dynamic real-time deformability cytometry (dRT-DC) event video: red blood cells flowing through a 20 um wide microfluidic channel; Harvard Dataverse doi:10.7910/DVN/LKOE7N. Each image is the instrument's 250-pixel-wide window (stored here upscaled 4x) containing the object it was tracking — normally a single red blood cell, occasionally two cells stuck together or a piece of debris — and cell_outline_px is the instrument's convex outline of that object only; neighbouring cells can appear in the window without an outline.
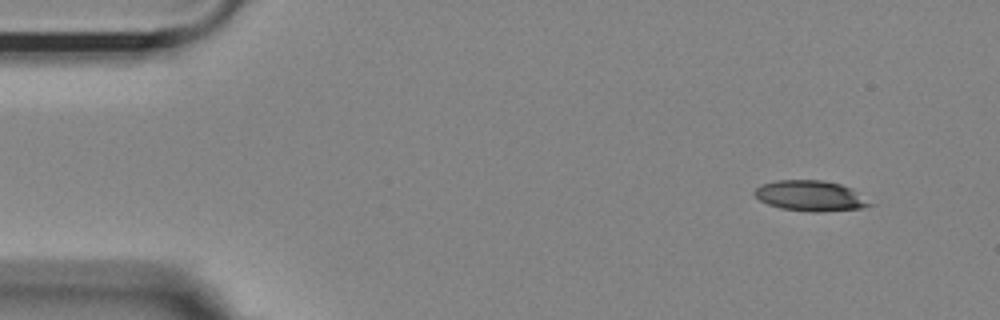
{"species": "Egyptian fruit bat (a non-hibernating species)", "species_latin": "Rousettus aegyptiacus", "temperature_condition": "room temperature", "stored_images_in_passage": 51, "camera_frame_rate_fps": 3000, "um_per_image_px": 0.085, "animal": {"sex": "female"}, "frame": {"image": 1, "passage_image": 1, "time_ms": 0.0, "image_size_px": [1000, 320], "cell_outline_px": [[876, 204], [860, 208], [820, 212], [812, 212], [780, 208], [768, 204], [760, 200], [752, 192], [756, 188], [764, 184], [776, 180], [820, 180], [840, 184], [852, 188]], "centroid_in_image_um": [68.92, 16.65], "position_along_channel_um": 16.1, "area_um2": 20.52}}
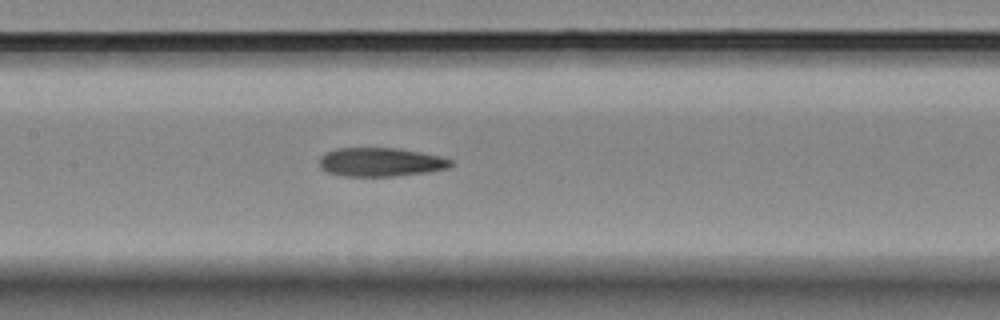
{"frame": {"image": 2, "passage_image": 22, "time_ms": 7.0, "image_size_px": [1000, 320], "cell_outline_px": [[456, 164], [448, 168], [428, 172], [392, 176], [344, 176], [328, 172], [320, 168], [320, 156], [324, 152], [336, 148], [396, 148], [420, 152], [440, 156], [452, 160]], "centroid_in_image_um": [32.36, 13.77], "position_along_channel_um": 175.0, "area_um2": 22.14}}
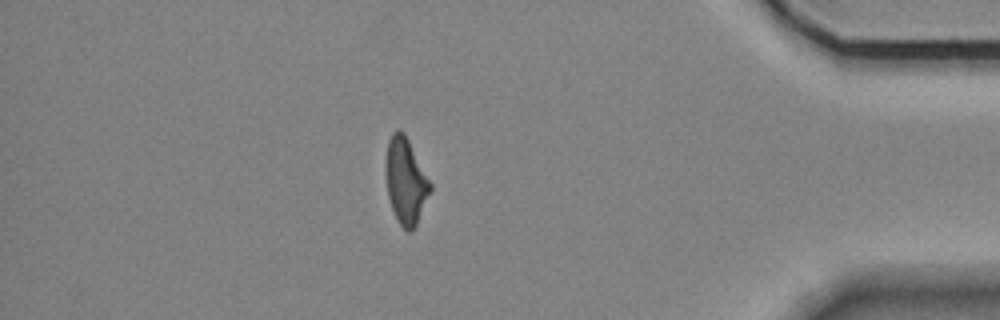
{"frame": {"image": 3, "passage_image": 44, "time_ms": 14.333, "image_size_px": [1000, 320], "cell_outline_px": [[432, 188], [416, 224], [408, 232], [396, 220], [388, 196], [384, 172], [384, 160], [388, 140], [392, 132], [400, 128], [404, 132], [432, 184]], "centroid_in_image_um": [34.45, 15.33], "position_along_channel_um": 400.8, "area_um2": 22.43}, "authors_computed_cell_mechanics": {"area_um2": 22.3686, "velocity_mm_per_s": 3.6097, "shape_relaxation_time_tau1_ms": null, "shape_relaxation_time_tau2_ms": 5.8337, "deformation_change_tau1": null, "deformation_change_tau2": 0.1849}}